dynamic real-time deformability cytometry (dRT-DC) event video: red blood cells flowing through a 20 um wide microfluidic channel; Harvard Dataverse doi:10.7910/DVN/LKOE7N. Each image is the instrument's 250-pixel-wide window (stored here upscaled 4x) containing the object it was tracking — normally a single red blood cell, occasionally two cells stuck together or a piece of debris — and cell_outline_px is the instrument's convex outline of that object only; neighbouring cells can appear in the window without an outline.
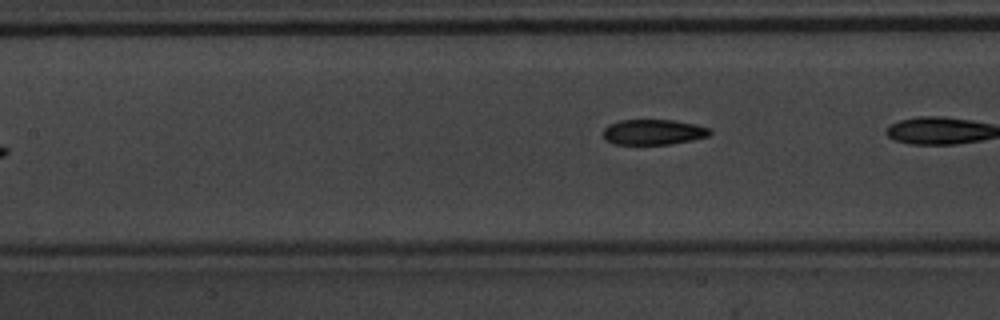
{"species": "common noctule bat (a hibernating species)", "species_latin": "Nyctalus noctula", "temperature_condition": "warm", "stored_images_in_passage": 9, "camera_frame_rate_fps": 3000, "um_per_image_px": 0.085, "animal": {"sex": "male", "body_mass_g": 20.1, "forearm_length_mm": 53.5}, "frame": {"image": 1, "passage_image": 9, "time_ms": 2.667, "image_size_px": [1000, 320], "cell_outline_px": [[712, 132], [708, 136], [692, 140], [672, 144], [616, 144], [604, 140], [604, 128], [608, 124], [620, 120], [676, 120], [696, 124], [708, 128]], "centroid_in_image_um": [55.53, 11.22], "position_along_channel_um": 151.9, "area_um2": 15.84}}